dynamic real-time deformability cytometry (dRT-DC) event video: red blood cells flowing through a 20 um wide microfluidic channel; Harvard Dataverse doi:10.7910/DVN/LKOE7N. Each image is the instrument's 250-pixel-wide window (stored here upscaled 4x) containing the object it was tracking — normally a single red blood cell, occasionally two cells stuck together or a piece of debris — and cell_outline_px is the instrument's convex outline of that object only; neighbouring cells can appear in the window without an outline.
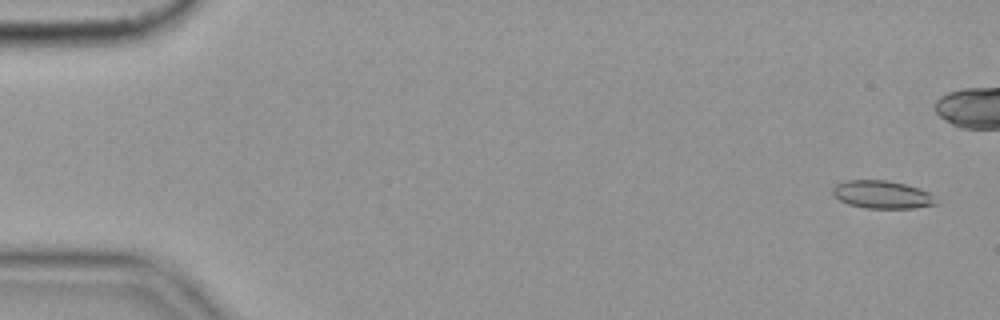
{"species": "common noctule bat (a hibernating species)", "species_latin": "Nyctalus noctula", "temperature_condition": "cold", "stored_images_in_passage": 55, "camera_frame_rate_fps": 3000, "um_per_image_px": 0.085, "animal": {"sex": "female", "body_mass_g": 19.9}, "frame": {"image": 1, "passage_image": 3, "time_ms": 0.667, "image_size_px": [1000, 320], "cell_outline_px": [[936, 204], [912, 208], [864, 208], [848, 204], [832, 196], [832, 188], [836, 184], [848, 180], [888, 180], [904, 184], [928, 192], [932, 196]], "centroid_in_image_um": [74.89, 16.54], "position_along_channel_um": 10.1, "area_um2": 16.59}}
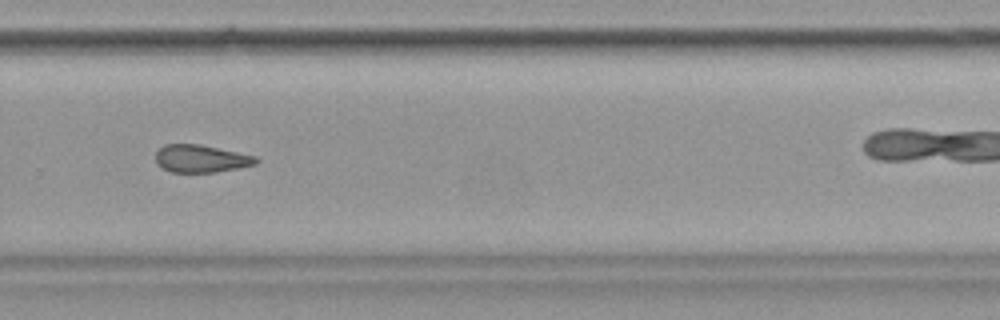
{"frame": {"image": 2, "passage_image": 40, "time_ms": 13.0, "image_size_px": [1000, 320], "cell_outline_px": [[260, 160], [256, 164], [216, 172], [172, 172], [156, 164], [156, 152], [164, 144], [200, 144], [256, 156]], "centroid_in_image_um": [17.08, 13.48], "position_along_channel_um": 312.7, "area_um2": 16.07}}
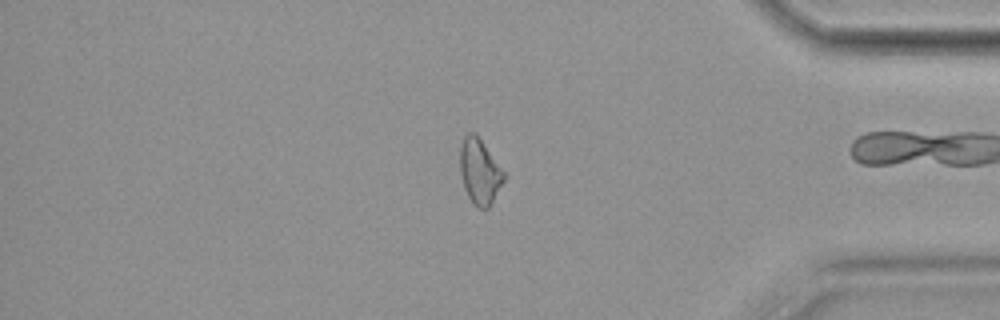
{"frame": {"image": 3, "passage_image": 49, "time_ms": 16.0, "image_size_px": [1000, 320], "cell_outline_px": [[504, 180], [488, 208], [476, 208], [472, 204], [464, 188], [460, 172], [460, 144], [464, 136], [468, 132], [476, 132], [504, 172]], "centroid_in_image_um": [40.74, 14.55], "position_along_channel_um": 394.5, "area_um2": 16.65}}